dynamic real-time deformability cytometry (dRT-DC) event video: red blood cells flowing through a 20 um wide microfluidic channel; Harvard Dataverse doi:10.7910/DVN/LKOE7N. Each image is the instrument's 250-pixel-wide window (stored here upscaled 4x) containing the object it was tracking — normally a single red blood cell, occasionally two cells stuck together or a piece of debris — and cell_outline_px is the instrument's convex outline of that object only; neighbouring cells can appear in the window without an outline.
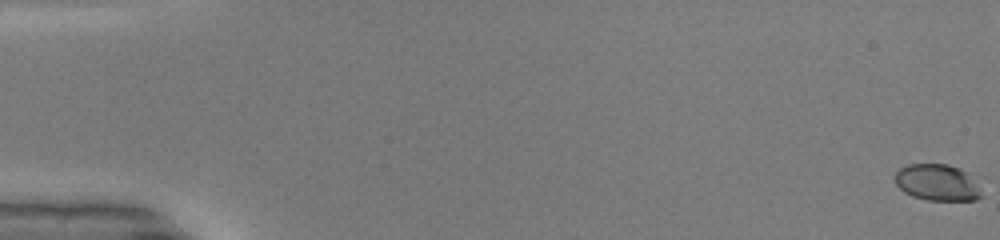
{"species": "common noctule bat (a hibernating species)", "species_latin": "Nyctalus noctula", "temperature_condition": "warm", "stored_images_in_passage": 52, "camera_frame_rate_fps": 3000, "um_per_image_px": 0.085, "animal": {"sex": "male", "body_mass_g": 19.0, "forearm_length_mm": 50.8}, "frame": {"image": 1, "passage_image": 1, "time_ms": 0.0, "image_size_px": [1000, 240], "cell_outline_px": [[984, 196], [976, 200], [928, 200], [912, 196], [904, 192], [896, 184], [892, 176], [900, 168], [908, 164], [948, 164], [960, 168], [968, 172]], "centroid_in_image_um": [79.65, 15.51], "position_along_channel_um": 5.4, "area_um2": 18.55}}
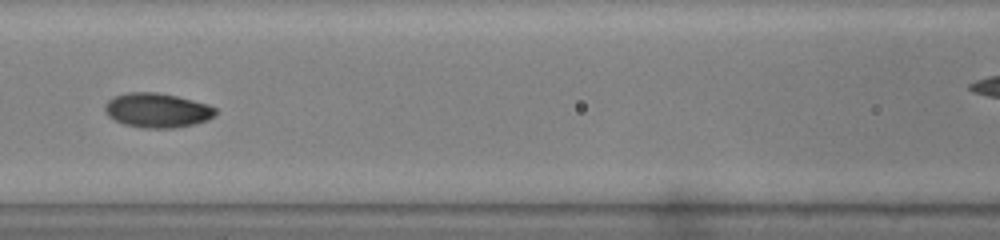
{"frame": {"image": 2, "passage_image": 24, "time_ms": 7.667, "image_size_px": [1000, 240], "cell_outline_px": [[216, 112], [208, 120], [192, 124], [172, 128], [144, 128], [124, 124], [108, 116], [104, 108], [104, 104], [108, 100], [116, 96], [128, 92], [156, 92], [176, 96], [208, 104], [216, 108]], "centroid_in_image_um": [13.34, 9.37], "position_along_channel_um": 153.3, "area_um2": 22.02}}
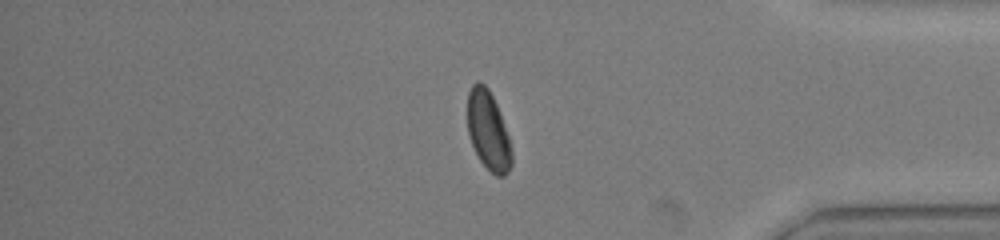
{"frame": {"image": 3, "passage_image": 43, "time_ms": 14.0, "image_size_px": [1000, 240], "cell_outline_px": [[512, 164], [508, 172], [504, 176], [496, 176], [480, 160], [472, 144], [468, 132], [468, 92], [472, 84], [476, 80], [480, 80], [488, 88], [496, 104], [508, 136], [512, 148]], "centroid_in_image_um": [41.5, 11.09], "position_along_channel_um": 393.7, "area_um2": 20.11}, "authors_computed_cell_mechanics": {"area_um2": 20.5768, "velocity_mm_per_s": 4.1528, "shape_relaxation_time_tau1_ms": 3.4224, "shape_relaxation_time_tau2_ms": 1.0293, "deformation_change_tau1": 0.1548, "deformation_change_tau2": 0.0392}}